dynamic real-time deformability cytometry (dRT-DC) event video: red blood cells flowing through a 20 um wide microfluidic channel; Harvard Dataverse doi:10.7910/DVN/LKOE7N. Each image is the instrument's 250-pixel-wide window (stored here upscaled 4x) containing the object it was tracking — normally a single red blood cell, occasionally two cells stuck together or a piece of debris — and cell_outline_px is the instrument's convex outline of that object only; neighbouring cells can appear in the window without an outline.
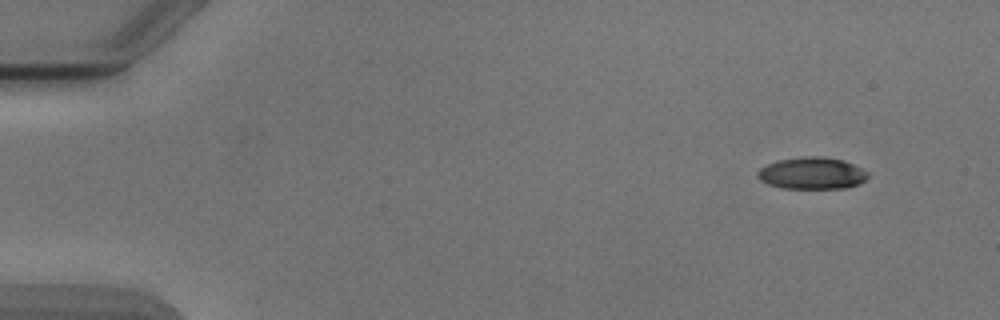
{"species": "Egyptian fruit bat (a non-hibernating species)", "species_latin": "Rousettus aegyptiacus", "temperature_condition": "cold", "stored_images_in_passage": 4, "camera_frame_rate_fps": 3000, "um_per_image_px": 0.085, "animal": {"sex": "male"}, "frame": {"image": 1, "passage_image": 1, "time_ms": 0.0, "image_size_px": [1000, 320], "cell_outline_px": [[868, 176], [864, 180], [848, 188], [784, 188], [768, 184], [760, 180], [756, 172], [760, 168], [768, 164], [780, 160], [804, 156], [824, 156], [844, 160], [868, 172]], "centroid_in_image_um": [69.01, 14.72], "position_along_channel_um": 16.0, "area_um2": 20.35}}
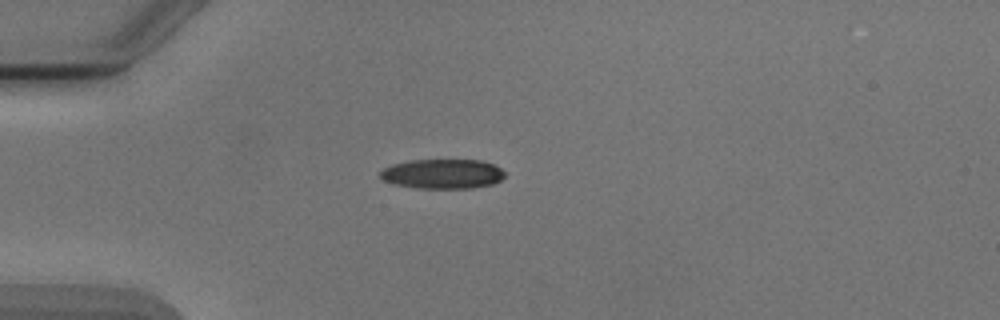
{"frame": {"image": 2, "passage_image": 4, "time_ms": 3.333, "image_size_px": [1000, 320], "cell_outline_px": [[504, 176], [500, 180], [492, 184], [472, 188], [416, 188], [396, 184], [384, 180], [380, 176], [380, 172], [384, 168], [392, 164], [412, 160], [480, 160], [492, 164], [500, 168], [504, 172]], "centroid_in_image_um": [37.62, 14.78], "position_along_channel_um": 47.4, "area_um2": 21.33}}